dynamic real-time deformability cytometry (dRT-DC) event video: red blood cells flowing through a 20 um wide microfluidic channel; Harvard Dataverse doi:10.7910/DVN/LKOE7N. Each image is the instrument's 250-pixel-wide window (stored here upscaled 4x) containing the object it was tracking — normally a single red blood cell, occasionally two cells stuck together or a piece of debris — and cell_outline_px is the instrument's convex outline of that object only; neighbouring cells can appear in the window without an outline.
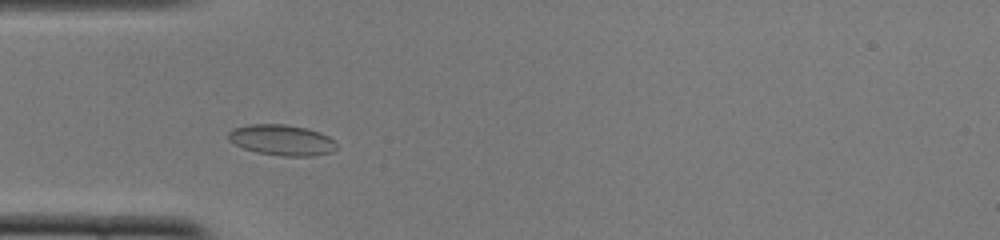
{"species": "common noctule bat (a hibernating species)", "species_latin": "Nyctalus noctula", "temperature_condition": "cold", "stored_images_in_passage": 44, "camera_frame_rate_fps": 3000, "um_per_image_px": 0.085, "animal": {"sex": "female", "body_mass_g": 22.0, "forearm_length_mm": 56.7}, "frame": {"image": 1, "passage_image": 8, "time_ms": 2.333, "image_size_px": [1000, 240], "cell_outline_px": [[336, 148], [332, 152], [312, 156], [280, 156], [256, 152], [244, 148], [228, 140], [228, 132], [232, 128], [252, 124], [284, 124], [304, 128], [320, 132], [328, 136], [336, 144]], "centroid_in_image_um": [23.93, 11.91], "position_along_channel_um": 61.1, "area_um2": 19.31}}
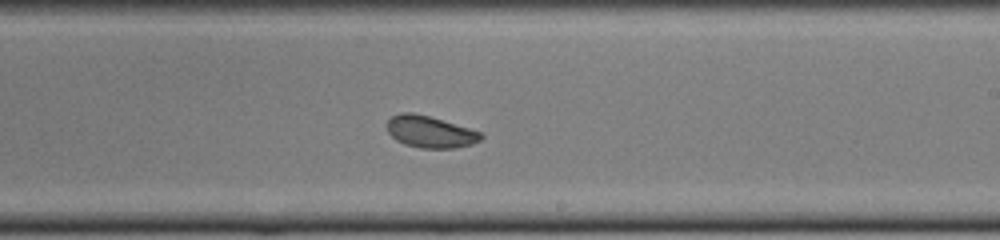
{"frame": {"image": 2, "passage_image": 23, "time_ms": 7.333, "image_size_px": [1000, 240], "cell_outline_px": [[484, 136], [480, 140], [472, 144], [456, 148], [420, 148], [404, 144], [396, 140], [388, 132], [384, 124], [392, 116], [400, 112], [412, 112], [428, 116], [468, 128], [480, 132]], "centroid_in_image_um": [36.51, 11.21], "position_along_channel_um": 252.5, "area_um2": 17.4}}
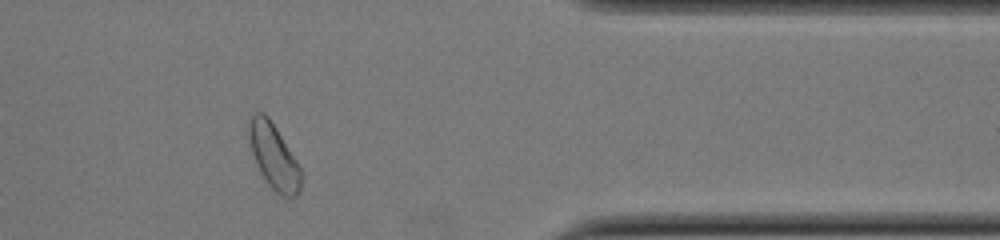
{"frame": {"image": 3, "passage_image": 35, "time_ms": 11.333, "image_size_px": [1000, 240], "cell_outline_px": [[304, 176], [300, 192], [296, 196], [280, 196], [268, 184], [260, 172], [256, 164], [252, 152], [248, 136], [248, 120], [252, 112], [264, 112], [268, 116], [276, 128], [304, 172]], "centroid_in_image_um": [23.29, 13.3], "position_along_channel_um": 388.1, "area_um2": 20.17}, "authors_computed_cell_mechanics": {"area_um2": 18.6116, "velocity_mm_per_s": 3.8629, "shape_relaxation_time_tau1_ms": 3.0933, "shape_relaxation_time_tau2_ms": 1.4257, "deformation_change_tau1": 0.0726, "deformation_change_tau2": 0.0507}}